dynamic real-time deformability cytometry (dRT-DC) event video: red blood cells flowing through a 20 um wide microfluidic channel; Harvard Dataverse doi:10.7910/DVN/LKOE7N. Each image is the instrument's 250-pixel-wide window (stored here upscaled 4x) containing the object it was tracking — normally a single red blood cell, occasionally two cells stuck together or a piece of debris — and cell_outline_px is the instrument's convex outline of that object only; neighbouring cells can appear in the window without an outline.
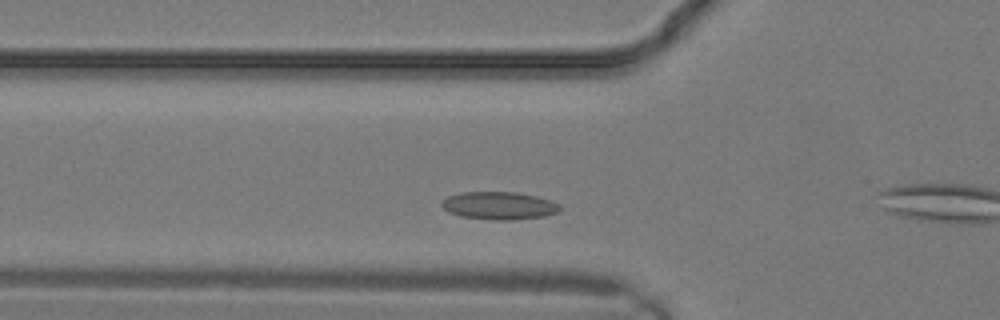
{"species": "common noctule bat (a hibernating species)", "species_latin": "Nyctalus noctula", "temperature_condition": "warm", "stored_images_in_passage": 12, "camera_frame_rate_fps": 3000, "um_per_image_px": 0.085, "animal": {"sex": "male", "body_mass_g": 19.2, "forearm_length_mm": 51.8}, "frame": {"image": 1, "passage_image": 4, "time_ms": 1.0, "image_size_px": [1000, 320], "cell_outline_px": [[560, 212], [544, 216], [508, 220], [492, 220], [460, 216], [448, 212], [440, 204], [448, 196], [460, 192], [516, 192], [536, 196], [560, 204]], "centroid_in_image_um": [42.41, 17.48], "position_along_channel_um": 83.4, "area_um2": 19.07}}
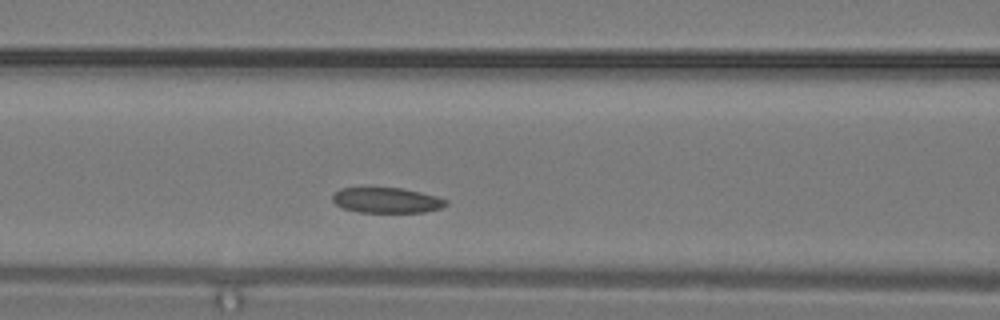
{"frame": {"image": 2, "passage_image": 6, "time_ms": 1.667, "image_size_px": [1000, 320], "cell_outline_px": [[448, 204], [440, 208], [424, 212], [360, 212], [344, 208], [336, 204], [332, 200], [332, 196], [340, 188], [404, 188], [436, 196], [448, 200]], "centroid_in_image_um": [32.89, 17.02], "position_along_channel_um": 133.7, "area_um2": 16.65}}
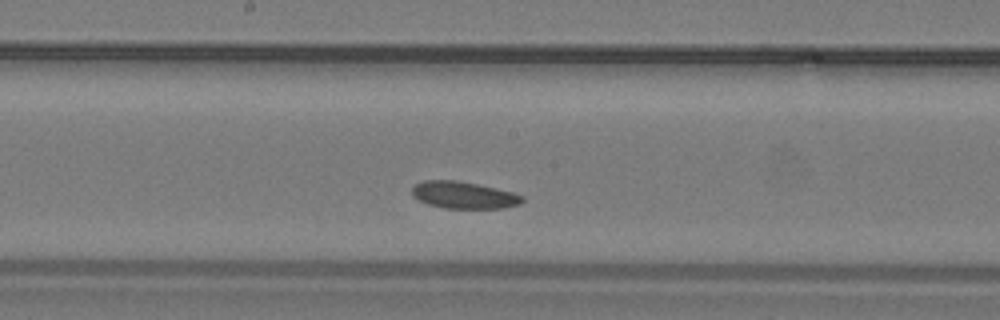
{"frame": {"image": 3, "passage_image": 9, "time_ms": 2.667, "image_size_px": [1000, 320], "cell_outline_px": [[524, 200], [520, 204], [504, 208], [444, 208], [428, 204], [412, 196], [412, 188], [416, 184], [424, 180], [456, 180], [496, 188], [512, 192], [524, 196]], "centroid_in_image_um": [39.43, 16.58], "position_along_channel_um": 208.8, "area_um2": 17.28}}